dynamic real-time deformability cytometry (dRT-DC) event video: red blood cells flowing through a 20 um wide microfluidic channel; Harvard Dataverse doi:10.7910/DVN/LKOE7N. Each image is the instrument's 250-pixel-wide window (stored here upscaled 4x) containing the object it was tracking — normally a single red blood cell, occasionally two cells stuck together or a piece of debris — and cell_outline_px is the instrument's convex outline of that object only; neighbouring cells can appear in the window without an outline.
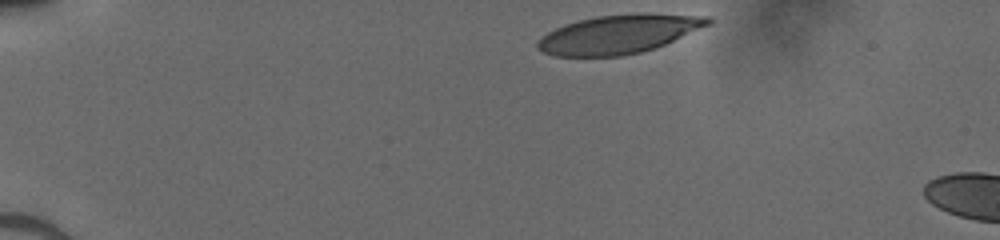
{"species": "human", "species_latin": "Homo sapiens", "temperature_condition": "cold", "stored_images_in_passage": 6, "camera_frame_rate_fps": 3000, "um_per_image_px": 0.085, "donor": {"sex": "male"}, "frame": {"image": 1, "passage_image": 1, "time_ms": 0.0, "image_size_px": [1000, 240], "cell_outline_px": [[712, 24], [656, 48], [624, 56], [556, 56], [544, 52], [536, 48], [536, 44], [548, 32], [556, 28], [580, 20], [596, 16], [708, 16], [712, 20]], "centroid_in_image_um": [52.56, 2.96], "position_along_channel_um": 32.4, "area_um2": 36.93}}